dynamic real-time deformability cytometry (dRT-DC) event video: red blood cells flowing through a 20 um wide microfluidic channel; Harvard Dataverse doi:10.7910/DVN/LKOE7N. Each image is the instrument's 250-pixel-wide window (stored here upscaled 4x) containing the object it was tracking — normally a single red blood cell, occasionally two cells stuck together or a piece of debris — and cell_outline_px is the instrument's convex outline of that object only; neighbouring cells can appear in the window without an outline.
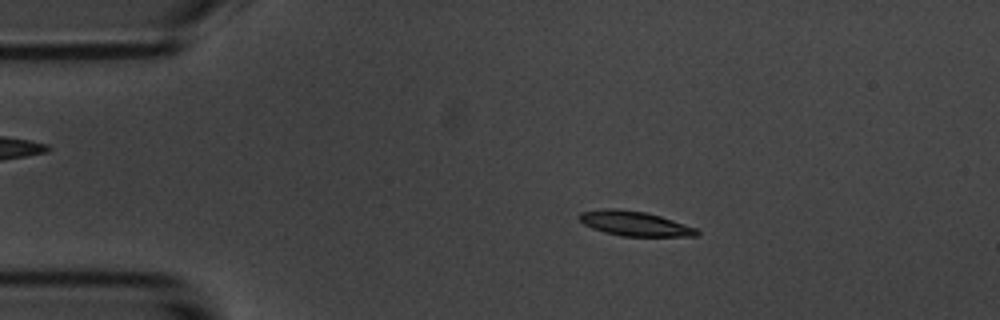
{"species": "common noctule bat (a hibernating species)", "species_latin": "Nyctalus noctula", "temperature_condition": "room temperature", "stored_images_in_passage": 10, "camera_frame_rate_fps": 3000, "um_per_image_px": 0.085, "animal": {"sex": "male", "body_mass_g": 20.1, "forearm_length_mm": 53.5}, "frame": {"image": 1, "passage_image": 2, "time_ms": 1.333, "image_size_px": [1000, 320], "cell_outline_px": [[700, 232], [696, 236], [620, 236], [604, 232], [592, 228], [584, 224], [576, 216], [580, 212], [604, 208], [612, 208], [644, 212], [660, 216], [696, 228]], "centroid_in_image_um": [53.89, 19.0], "position_along_channel_um": 31.1, "area_um2": 16.82}}
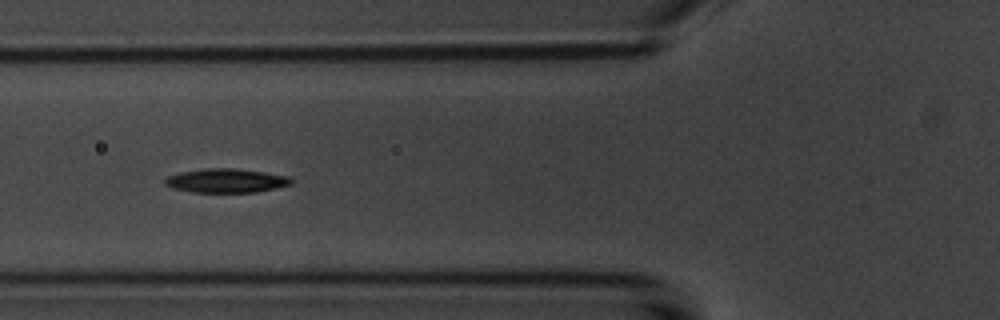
{"frame": {"image": 2, "passage_image": 5, "time_ms": 4.667, "image_size_px": [1000, 320], "cell_outline_px": [[296, 180], [292, 184], [276, 188], [256, 192], [192, 192], [172, 188], [164, 184], [164, 180], [168, 176], [180, 172], [208, 168], [232, 168], [264, 172], [288, 176]], "centroid_in_image_um": [19.25, 15.36], "position_along_channel_um": 106.6, "area_um2": 17.69}}
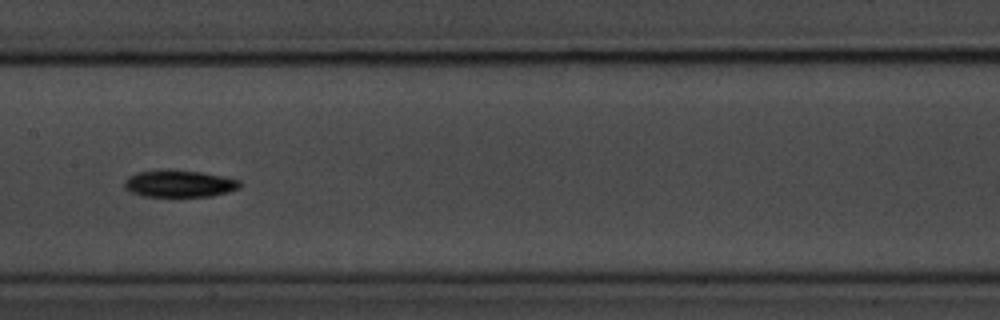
{"frame": {"image": 3, "passage_image": 7, "time_ms": 7.0, "image_size_px": [1000, 320], "cell_outline_px": [[240, 188], [228, 192], [212, 196], [144, 196], [132, 192], [124, 188], [124, 180], [128, 176], [136, 172], [164, 168], [168, 168], [200, 172], [240, 180]], "centroid_in_image_um": [15.19, 15.59], "position_along_channel_um": 192.2, "area_um2": 18.38}}